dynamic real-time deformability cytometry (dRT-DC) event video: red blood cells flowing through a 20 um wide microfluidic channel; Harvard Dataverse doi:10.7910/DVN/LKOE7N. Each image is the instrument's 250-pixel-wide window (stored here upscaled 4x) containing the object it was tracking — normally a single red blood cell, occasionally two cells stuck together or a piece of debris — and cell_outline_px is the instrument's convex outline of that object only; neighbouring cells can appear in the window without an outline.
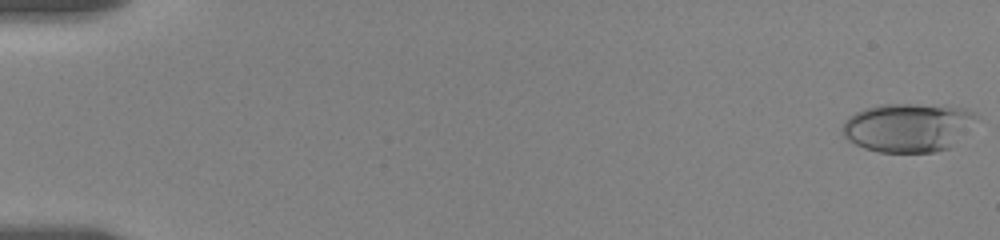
{"species": "human", "species_latin": "Homo sapiens", "temperature_condition": "room temperature", "stored_images_in_passage": 59, "camera_frame_rate_fps": 3000, "um_per_image_px": 0.085, "donor": {"sex": "female"}, "frame": {"image": 1, "passage_image": 1, "time_ms": 0.0, "image_size_px": [1000, 240], "cell_outline_px": [[976, 116], [948, 148], [932, 152], [880, 152], [864, 148], [848, 140], [844, 136], [840, 128], [844, 120], [848, 116], [864, 108], [880, 104], [916, 104], [964, 108], [972, 112]], "centroid_in_image_um": [77.03, 10.82], "position_along_channel_um": 8.0, "area_um2": 37.28}}
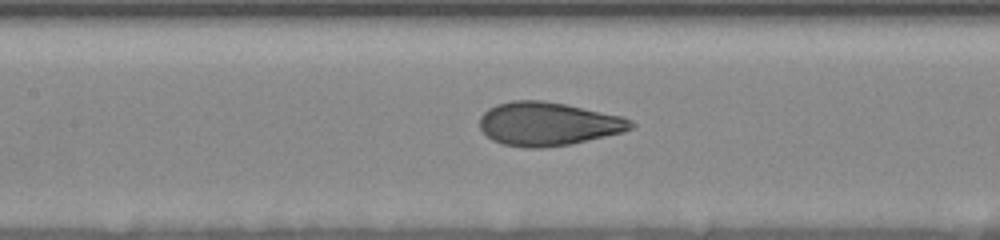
{"frame": {"image": 2, "passage_image": 28, "time_ms": 9.0, "image_size_px": [1000, 240], "cell_outline_px": [[636, 124], [632, 128], [624, 132], [568, 144], [540, 148], [524, 148], [504, 144], [492, 140], [480, 128], [480, 116], [488, 108], [496, 104], [512, 100], [544, 100], [624, 116], [632, 120]], "centroid_in_image_um": [46.59, 10.52], "position_along_channel_um": 160.8, "area_um2": 38.38}}
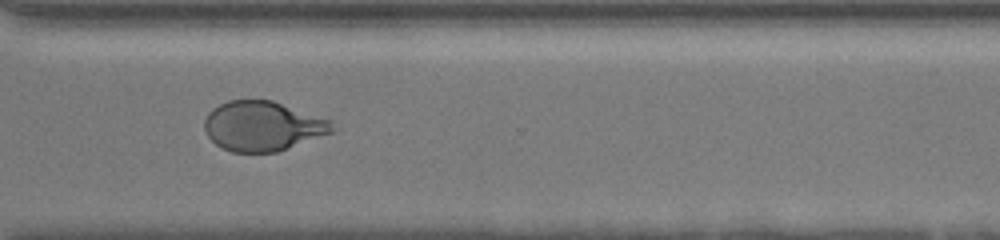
{"frame": {"image": 3, "passage_image": 44, "time_ms": 14.333, "image_size_px": [1000, 240], "cell_outline_px": [[340, 128], [332, 132], [276, 152], [232, 152], [216, 144], [208, 136], [204, 128], [204, 120], [208, 112], [212, 108], [228, 100], [272, 100], [332, 120]], "centroid_in_image_um": [22.36, 10.7], "position_along_channel_um": 348.2, "area_um2": 37.11}}